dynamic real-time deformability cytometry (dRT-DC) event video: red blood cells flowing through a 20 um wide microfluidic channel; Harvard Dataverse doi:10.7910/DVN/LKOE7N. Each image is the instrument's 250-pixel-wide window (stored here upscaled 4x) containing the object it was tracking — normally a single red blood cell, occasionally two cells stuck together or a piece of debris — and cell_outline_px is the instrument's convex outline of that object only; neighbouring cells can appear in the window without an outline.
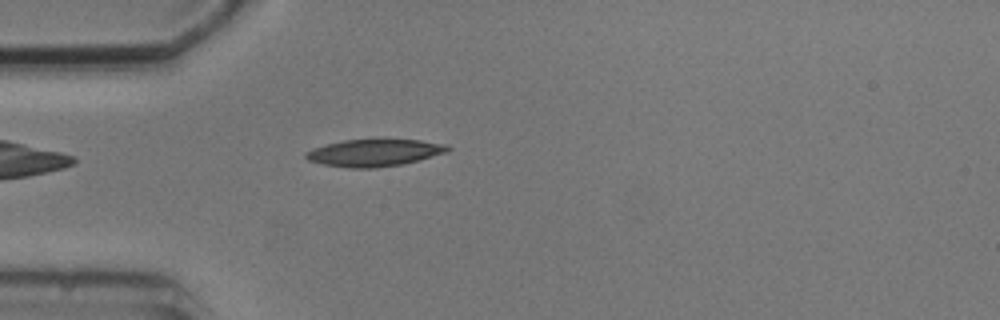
{"species": "common noctule bat (a hibernating species)", "species_latin": "Nyctalus noctula", "temperature_condition": "cold", "stored_images_in_passage": 2, "camera_frame_rate_fps": 3000, "um_per_image_px": 0.085, "animal": {"sex": "male", "body_mass_g": 20.5, "forearm_length_mm": 52.5}, "frame": {"image": 1, "passage_image": 2, "time_ms": 1.0, "image_size_px": [1000, 320], "cell_outline_px": [[452, 148], [448, 152], [404, 164], [376, 168], [348, 168], [324, 164], [308, 160], [304, 156], [304, 152], [312, 148], [344, 140], [420, 140], [448, 144]], "centroid_in_image_um": [31.84, 12.99], "position_along_channel_um": 53.2, "area_um2": 22.43}}